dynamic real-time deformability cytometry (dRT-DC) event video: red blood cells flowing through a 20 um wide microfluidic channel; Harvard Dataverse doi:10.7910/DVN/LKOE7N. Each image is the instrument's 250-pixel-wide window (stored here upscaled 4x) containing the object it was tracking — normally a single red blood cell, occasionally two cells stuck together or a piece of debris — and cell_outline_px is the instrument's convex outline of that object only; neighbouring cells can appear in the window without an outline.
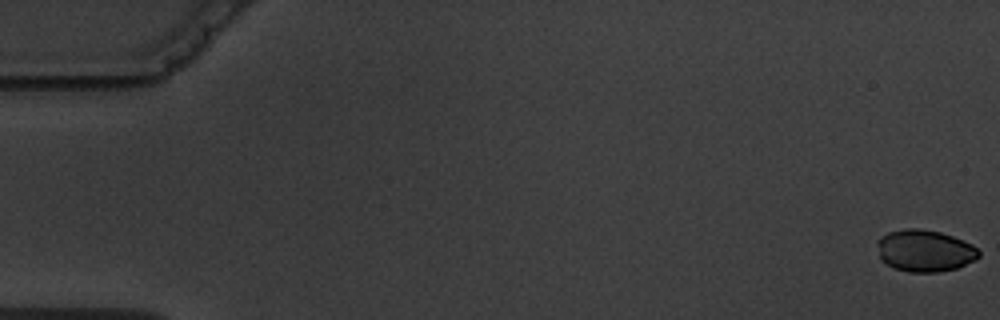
{"species": "common noctule bat (a hibernating species)", "species_latin": "Nyctalus noctula", "temperature_condition": "warm", "stored_images_in_passage": 6, "segment_of_instrument_passage": [1, 2], "camera_frame_rate_fps": 3000, "um_per_image_px": 0.085, "animal": {"sex": "male", "body_mass_g": 19.5, "forearm_length_mm": 54.6}, "frame": {"image": 1, "passage_image": 1, "time_ms": 0.0, "image_size_px": [1000, 320], "cell_outline_px": [[980, 256], [976, 260], [956, 268], [940, 272], [908, 272], [896, 268], [880, 260], [876, 244], [880, 236], [888, 232], [904, 228], [920, 228], [940, 232], [952, 236], [972, 244], [980, 252]], "centroid_in_image_um": [78.59, 21.3], "position_along_channel_um": 6.4, "area_um2": 24.97}}
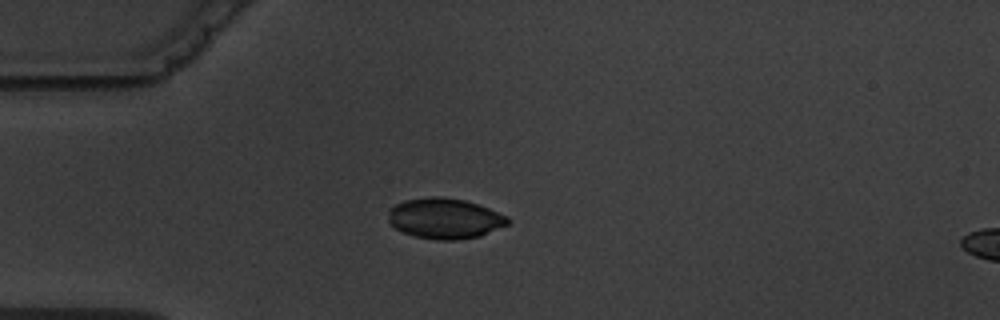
{"frame": {"image": 2, "passage_image": 5, "time_ms": 5.0, "image_size_px": [1000, 320], "cell_outline_px": [[512, 220], [508, 224], [480, 236], [460, 240], [436, 240], [416, 236], [404, 232], [388, 224], [388, 208], [404, 200], [432, 196], [440, 196], [464, 200], [488, 208], [508, 216]], "centroid_in_image_um": [37.79, 18.57], "position_along_channel_um": 47.2, "area_um2": 28.38}}